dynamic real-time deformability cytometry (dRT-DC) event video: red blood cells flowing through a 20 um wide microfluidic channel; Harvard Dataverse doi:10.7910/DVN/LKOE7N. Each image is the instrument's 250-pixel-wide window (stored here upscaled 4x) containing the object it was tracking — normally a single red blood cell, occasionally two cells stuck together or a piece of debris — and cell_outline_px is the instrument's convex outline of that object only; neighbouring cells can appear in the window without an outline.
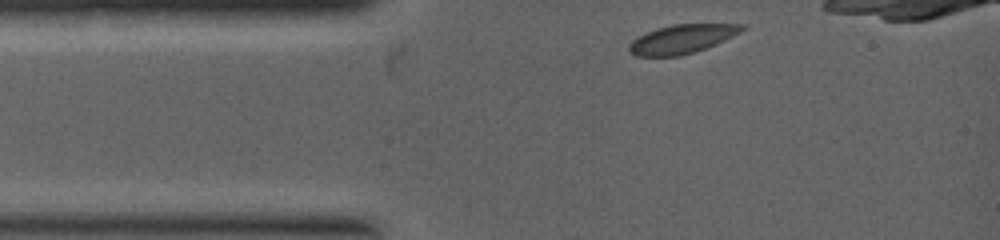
{"species": "common noctule bat (a hibernating species)", "species_latin": "Nyctalus noctula", "temperature_condition": "warm", "stored_images_in_passage": 13, "camera_frame_rate_fps": 5000, "um_per_image_px": 0.085, "animal": {"sex": "female", "body_mass_g": 19.0, "forearm_length_mm": 53.3}, "frame": {"image": 1, "passage_image": 1, "time_ms": 0.0, "image_size_px": [1000, 240], "cell_outline_px": [[748, 28], [716, 44], [680, 56], [636, 56], [628, 52], [628, 44], [632, 40], [656, 28], [672, 24], [748, 24]], "centroid_in_image_um": [57.97, 3.31], "position_along_channel_um": 27.0, "area_um2": 18.96}}
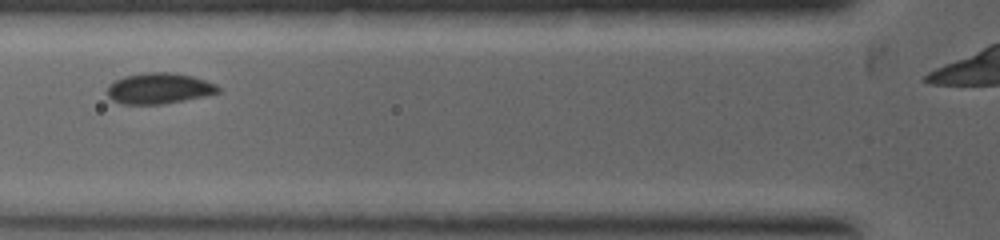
{"frame": {"image": 2, "passage_image": 10, "time_ms": 1.6, "image_size_px": [1000, 240], "cell_outline_px": [[220, 92], [204, 96], [164, 104], [120, 104], [112, 100], [108, 96], [108, 84], [124, 76], [144, 72], [172, 72], [192, 76], [216, 84], [220, 88]], "centroid_in_image_um": [13.5, 7.51], "position_along_channel_um": 112.3, "area_um2": 20.0}}
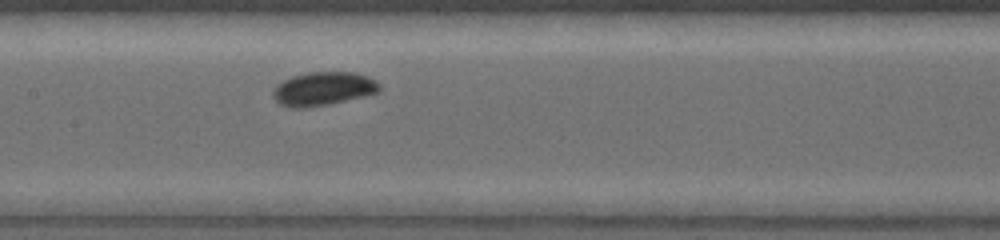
{"frame": {"image": 3, "passage_image": 13, "time_ms": 2.6, "image_size_px": [1000, 240], "cell_outline_px": [[380, 92], [328, 104], [304, 108], [296, 108], [280, 104], [272, 96], [272, 92], [276, 84], [292, 76], [308, 72], [356, 72], [368, 76], [376, 80], [380, 84]], "centroid_in_image_um": [27.48, 7.53], "position_along_channel_um": 179.9, "area_um2": 20.87}}